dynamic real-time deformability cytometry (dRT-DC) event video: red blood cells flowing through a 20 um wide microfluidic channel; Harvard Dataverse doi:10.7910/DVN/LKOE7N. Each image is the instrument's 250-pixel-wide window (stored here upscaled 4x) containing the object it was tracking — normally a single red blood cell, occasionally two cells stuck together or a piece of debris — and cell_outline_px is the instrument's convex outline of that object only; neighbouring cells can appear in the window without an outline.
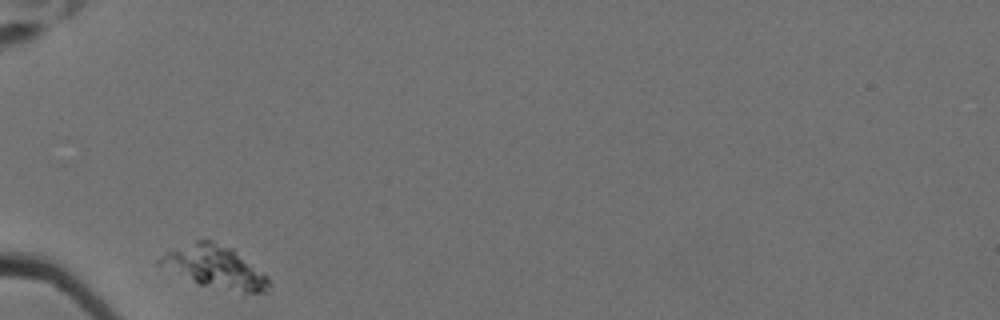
{"species": "Egyptian fruit bat (a non-hibernating species)", "species_latin": "Rousettus aegyptiacus", "temperature_condition": "cold", "stored_images_in_passage": 39, "camera_frame_rate_fps": 3000, "um_per_image_px": 0.085, "animal": {"sex": "female"}, "frame": {"image": 1, "passage_image": 1, "time_ms": 0.0, "image_size_px": [1000, 320], "cell_outline_px": [[272, 284], [268, 292], [244, 292], [200, 284], [156, 264], [156, 260], [168, 248], [196, 240], [212, 240], [232, 248], [264, 272], [268, 276]], "centroid_in_image_um": [18.26, 22.66], "position_along_channel_um": 66.7, "area_um2": 27.11}}
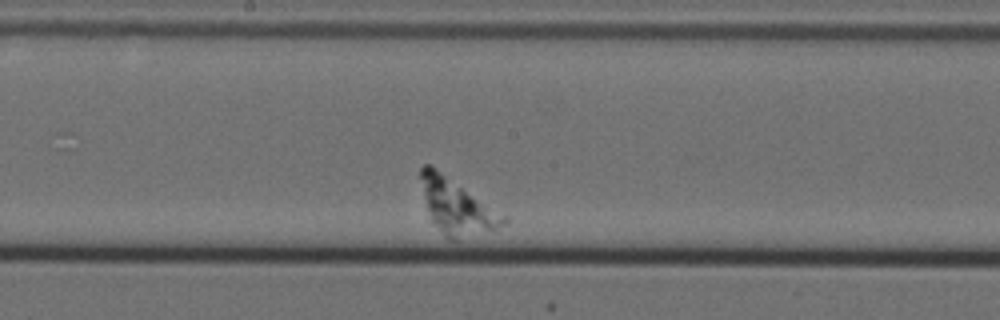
{"frame": {"image": 2, "passage_image": 17, "time_ms": 5.333, "image_size_px": [1000, 320], "cell_outline_px": [[508, 220], [504, 224], [496, 228], [456, 240], [448, 240], [444, 236], [432, 220], [428, 208], [420, 176], [420, 168], [424, 164], [432, 164], [508, 216]], "centroid_in_image_um": [38.86, 17.52], "position_along_channel_um": 209.3, "area_um2": 26.3}}
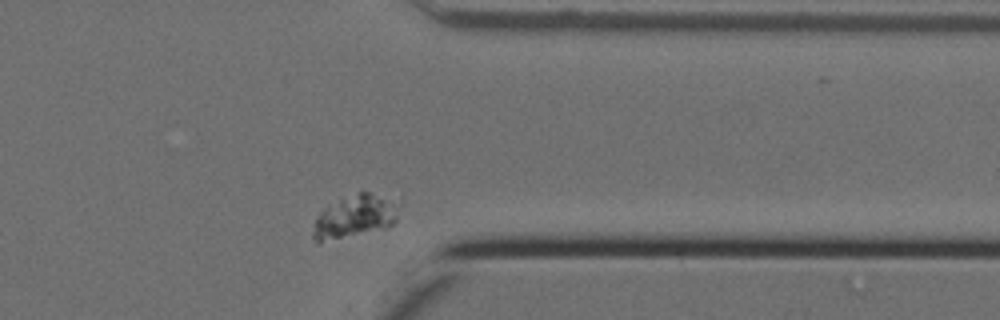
{"frame": {"image": 3, "passage_image": 34, "time_ms": 11.0, "image_size_px": [1000, 320], "cell_outline_px": [[396, 220], [392, 224], [384, 228], [320, 244], [316, 244], [312, 236], [312, 232], [316, 216], [324, 208], [340, 200], [360, 192], [368, 192], [396, 204]], "centroid_in_image_um": [30.03, 18.48], "position_along_channel_um": 381.4, "area_um2": 20.81}}